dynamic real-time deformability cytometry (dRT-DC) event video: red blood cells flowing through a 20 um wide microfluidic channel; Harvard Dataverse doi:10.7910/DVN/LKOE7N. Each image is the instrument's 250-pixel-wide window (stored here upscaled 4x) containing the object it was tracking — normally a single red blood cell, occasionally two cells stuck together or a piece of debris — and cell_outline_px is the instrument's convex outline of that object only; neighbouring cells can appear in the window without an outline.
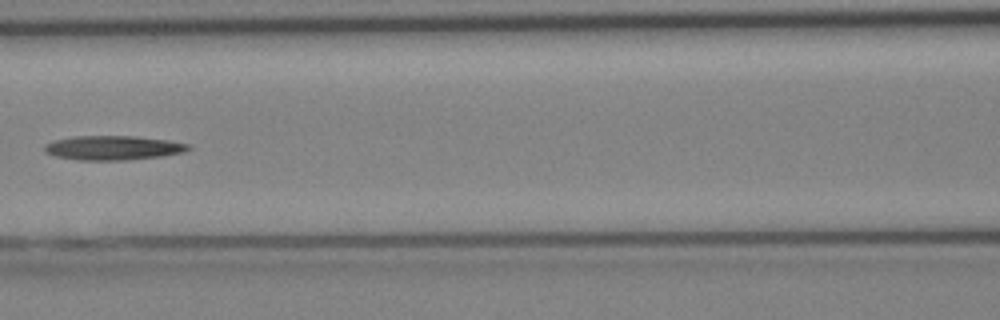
{"species": "Egyptian fruit bat (a non-hibernating species)", "species_latin": "Rousettus aegyptiacus", "temperature_condition": "cold", "stored_images_in_passage": 28, "camera_frame_rate_fps": 3000, "um_per_image_px": 0.085, "animal": {"sex": "female"}, "frame": {"image": 1, "passage_image": 9, "time_ms": 2.667, "image_size_px": [1000, 320], "cell_outline_px": [[192, 148], [184, 152], [164, 156], [124, 160], [76, 160], [56, 156], [44, 152], [44, 144], [52, 140], [76, 136], [136, 136], [168, 140], [188, 144]], "centroid_in_image_um": [9.6, 12.56], "position_along_channel_um": 157.0, "area_um2": 20.52}}
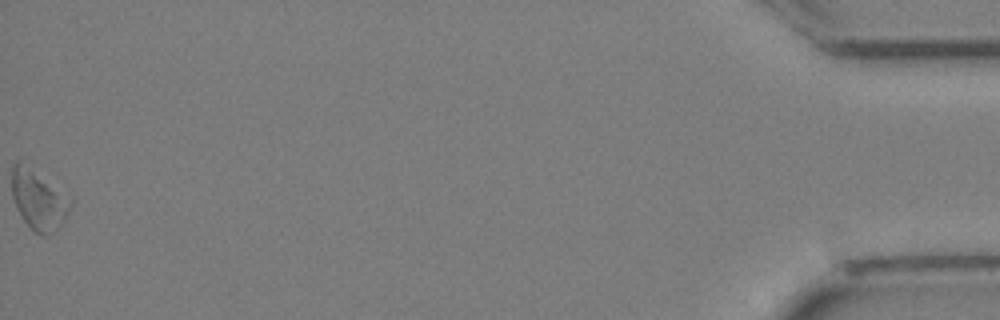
{"frame": {"image": 2, "passage_image": 28, "time_ms": 9.0, "image_size_px": [1000, 320], "cell_outline_px": [[72, 208], [64, 220], [48, 236], [40, 236], [24, 220], [16, 208], [12, 196], [12, 164], [16, 160], [20, 160], [72, 200]], "centroid_in_image_um": [3.25, 16.99], "position_along_channel_um": 431.9, "area_um2": 20.0}}